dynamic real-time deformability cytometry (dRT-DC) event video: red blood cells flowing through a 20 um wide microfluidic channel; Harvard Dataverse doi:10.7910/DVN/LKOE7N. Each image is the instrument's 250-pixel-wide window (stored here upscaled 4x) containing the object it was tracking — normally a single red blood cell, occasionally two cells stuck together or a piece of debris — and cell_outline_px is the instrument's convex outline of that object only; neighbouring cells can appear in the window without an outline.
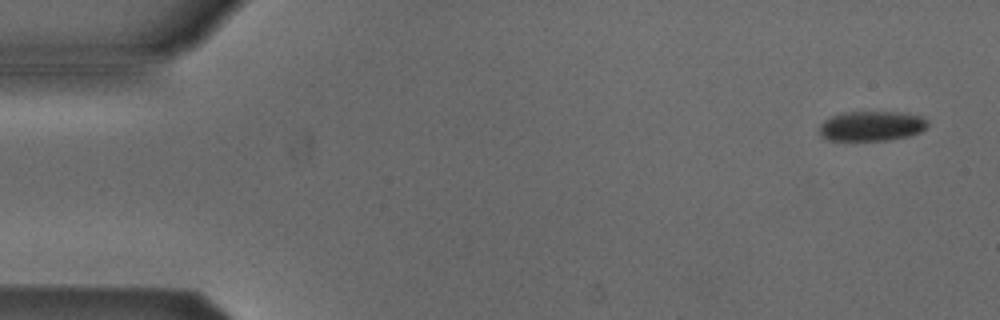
{"species": "Egyptian fruit bat (a non-hibernating species)", "species_latin": "Rousettus aegyptiacus", "temperature_condition": "cold", "stored_images_in_passage": 4, "camera_frame_rate_fps": 3000, "um_per_image_px": 0.085, "animal": {"sex": "male"}, "frame": {"image": 1, "passage_image": 1, "time_ms": 0.0, "image_size_px": [1000, 320], "cell_outline_px": [[928, 128], [920, 132], [908, 136], [888, 140], [828, 140], [820, 136], [820, 124], [824, 120], [832, 116], [844, 112], [896, 112], [920, 116], [928, 120]], "centroid_in_image_um": [74.09, 10.71], "position_along_channel_um": 10.9, "area_um2": 18.84}}
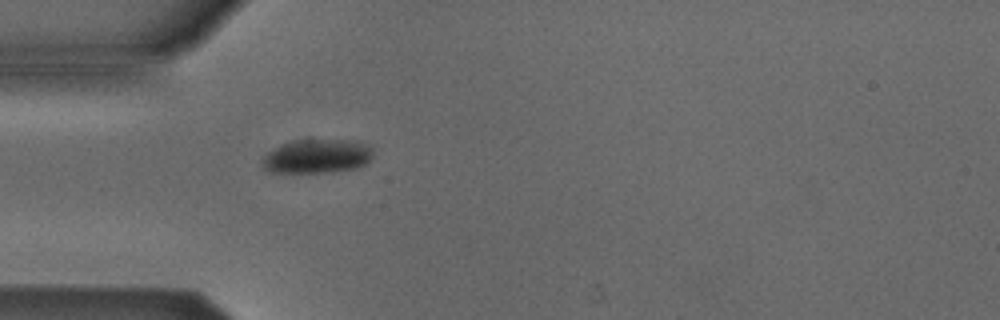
{"frame": {"image": 2, "passage_image": 4, "time_ms": 4.333, "image_size_px": [1000, 320], "cell_outline_px": [[372, 156], [364, 164], [356, 168], [332, 172], [268, 172], [260, 164], [260, 160], [272, 148], [280, 144], [292, 140], [356, 140], [372, 148]], "centroid_in_image_um": [26.89, 13.28], "position_along_channel_um": 58.1, "area_um2": 22.08}}